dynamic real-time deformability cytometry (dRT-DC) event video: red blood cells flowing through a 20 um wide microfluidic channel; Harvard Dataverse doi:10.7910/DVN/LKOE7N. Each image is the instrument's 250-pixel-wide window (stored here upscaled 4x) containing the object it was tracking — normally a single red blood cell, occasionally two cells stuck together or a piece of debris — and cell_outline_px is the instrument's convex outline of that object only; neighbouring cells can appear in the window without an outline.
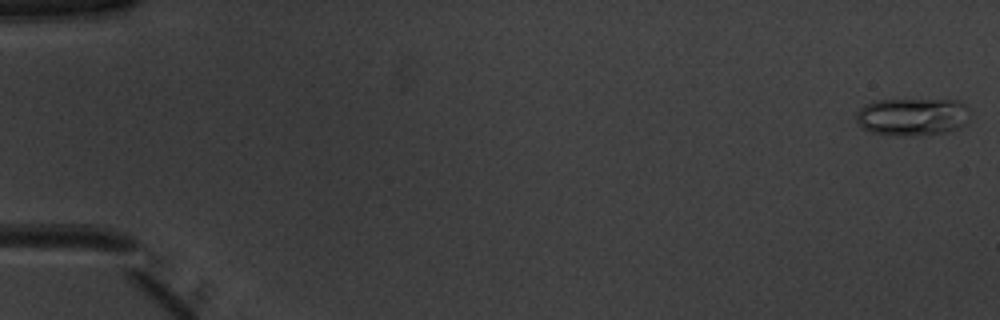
{"species": "common noctule bat (a hibernating species)", "species_latin": "Nyctalus noctula", "temperature_condition": "warm", "stored_images_in_passage": 15, "camera_frame_rate_fps": 3000, "um_per_image_px": 0.085, "animal": {"sex": "male", "body_mass_g": 20.1, "forearm_length_mm": 53.5}, "frame": {"image": 1, "passage_image": 1, "time_ms": 0.0, "image_size_px": [1000, 320], "cell_outline_px": [[968, 124], [960, 128], [944, 132], [920, 136], [904, 136], [872, 132], [864, 128], [856, 120], [856, 112], [864, 104], [876, 100], [960, 100], [968, 108]], "centroid_in_image_um": [77.58, 9.92], "position_along_channel_um": 7.4, "area_um2": 25.14}}